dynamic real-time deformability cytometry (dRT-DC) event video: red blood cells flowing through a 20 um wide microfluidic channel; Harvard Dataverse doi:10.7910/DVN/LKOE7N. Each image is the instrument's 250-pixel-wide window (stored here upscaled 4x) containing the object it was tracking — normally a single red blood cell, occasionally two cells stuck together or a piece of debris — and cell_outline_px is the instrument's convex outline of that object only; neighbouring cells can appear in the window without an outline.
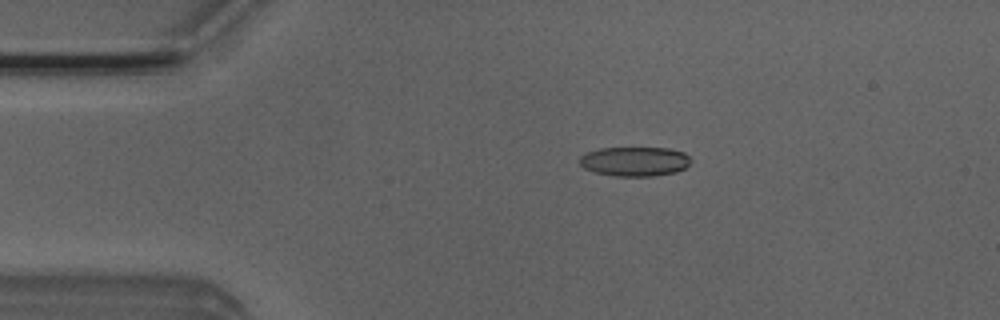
{"species": "Egyptian fruit bat (a non-hibernating species)", "species_latin": "Rousettus aegyptiacus", "temperature_condition": "room temperature", "stored_images_in_passage": 51, "camera_frame_rate_fps": 3000, "um_per_image_px": 0.085, "animal": {"sex": "male"}, "frame": {"image": 1, "passage_image": 9, "time_ms": 2.667, "image_size_px": [1000, 320], "cell_outline_px": [[692, 160], [684, 168], [676, 172], [652, 176], [616, 176], [596, 172], [584, 168], [580, 164], [580, 156], [584, 152], [600, 148], [668, 148], [684, 152]], "centroid_in_image_um": [53.94, 13.71], "position_along_channel_um": 31.1, "area_um2": 19.07}}
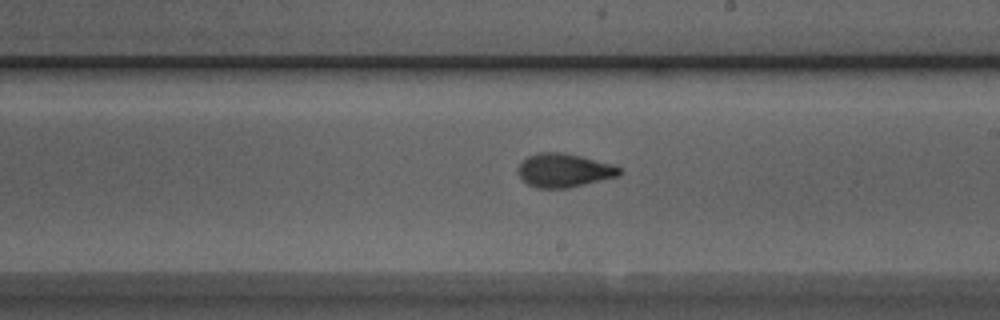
{"frame": {"image": 2, "passage_image": 28, "time_ms": 9.0, "image_size_px": [1000, 320], "cell_outline_px": [[624, 172], [620, 176], [568, 188], [536, 188], [528, 184], [520, 176], [516, 168], [528, 156], [540, 152], [564, 152], [612, 164], [620, 168]], "centroid_in_image_um": [47.96, 14.48], "position_along_channel_um": 241.0, "area_um2": 19.94}}
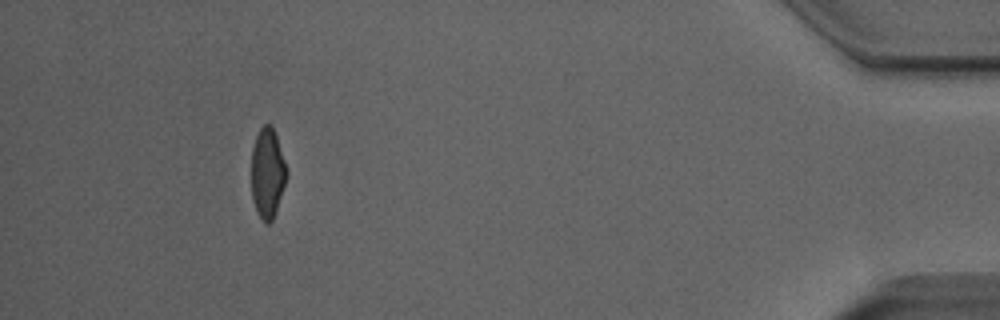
{"frame": {"image": 3, "passage_image": 46, "time_ms": 15.0, "image_size_px": [1000, 320], "cell_outline_px": [[288, 172], [272, 220], [268, 224], [260, 216], [252, 200], [252, 148], [256, 136], [260, 128], [264, 124], [272, 124]], "centroid_in_image_um": [22.72, 14.65], "position_along_channel_um": 412.5, "area_um2": 17.98}}